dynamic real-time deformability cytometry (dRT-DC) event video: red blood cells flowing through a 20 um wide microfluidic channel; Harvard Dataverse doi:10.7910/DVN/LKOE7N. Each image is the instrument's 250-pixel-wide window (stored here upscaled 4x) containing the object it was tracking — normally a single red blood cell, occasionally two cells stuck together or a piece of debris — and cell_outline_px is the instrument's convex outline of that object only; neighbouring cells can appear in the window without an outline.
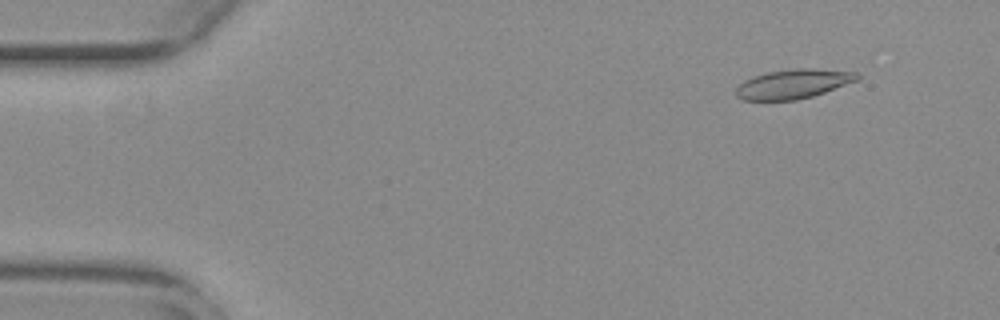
{"species": "common noctule bat (a hibernating species)", "species_latin": "Nyctalus noctula", "temperature_condition": "warm", "stored_images_in_passage": 56, "camera_frame_rate_fps": 3000, "um_per_image_px": 0.085, "animal": {"sex": "female", "body_mass_g": 29.2, "forearm_length_mm": 56.3}, "frame": {"image": 1, "passage_image": 6, "time_ms": 1.667, "image_size_px": [1000, 320], "cell_outline_px": [[860, 80], [812, 96], [796, 100], [744, 100], [736, 96], [736, 88], [744, 80], [752, 76], [768, 72], [796, 68], [812, 68], [856, 72], [860, 76]], "centroid_in_image_um": [67.44, 7.13], "position_along_channel_um": 17.6, "area_um2": 20.75}}
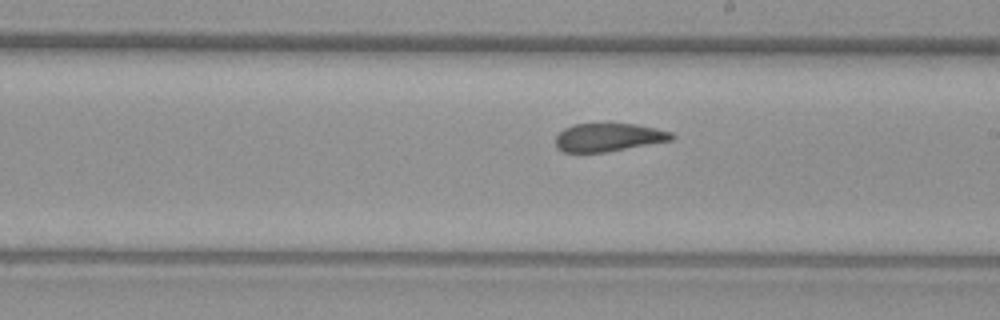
{"frame": {"image": 2, "passage_image": 32, "time_ms": 10.333, "image_size_px": [1000, 320], "cell_outline_px": [[676, 136], [672, 140], [608, 152], [564, 152], [556, 148], [556, 136], [564, 128], [576, 124], [636, 124], [656, 128], [672, 132]], "centroid_in_image_um": [51.74, 11.68], "position_along_channel_um": 237.3, "area_um2": 19.07}}
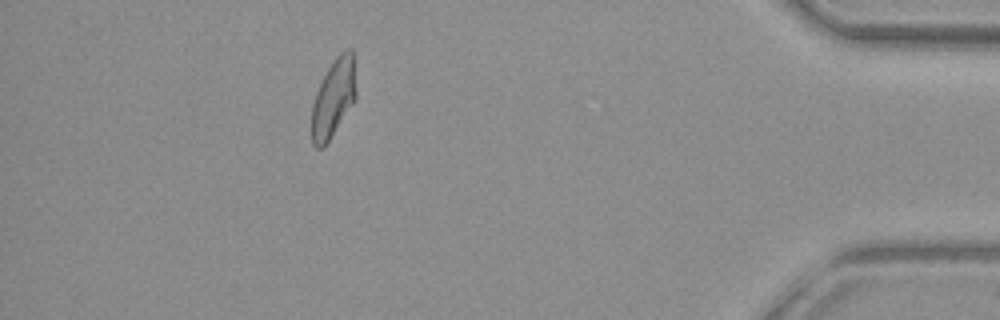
{"frame": {"image": 3, "passage_image": 50, "time_ms": 16.333, "image_size_px": [1000, 320], "cell_outline_px": [[356, 100], [324, 148], [316, 148], [312, 144], [312, 104], [316, 92], [332, 60], [340, 52], [348, 48], [352, 48], [356, 92]], "centroid_in_image_um": [28.35, 8.35], "position_along_channel_um": 406.9, "area_um2": 20.29}, "authors_computed_cell_mechanics": {"area_um2": 20.5768, "velocity_mm_per_s": 3.7354, "shape_relaxation_time_tau1_ms": null, "shape_relaxation_time_tau2_ms": 1.9536, "deformation_change_tau1": null, "deformation_change_tau2": 0.0976}}